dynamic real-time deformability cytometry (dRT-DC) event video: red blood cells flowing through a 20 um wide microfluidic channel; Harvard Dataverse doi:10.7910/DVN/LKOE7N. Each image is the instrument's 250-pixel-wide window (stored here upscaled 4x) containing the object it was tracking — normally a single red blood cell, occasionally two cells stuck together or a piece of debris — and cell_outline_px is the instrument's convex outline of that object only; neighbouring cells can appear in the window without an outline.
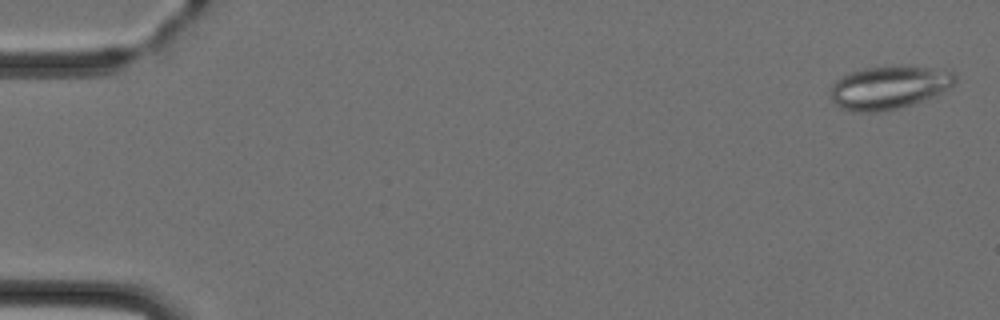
{"species": "Egyptian fruit bat (a non-hibernating species)", "species_latin": "Rousettus aegyptiacus", "temperature_condition": "cold", "stored_images_in_passage": 5, "camera_frame_rate_fps": 3000, "um_per_image_px": 0.085, "animal": {"sex": "female"}, "frame": {"image": 1, "passage_image": 1, "time_ms": 0.0, "image_size_px": [1000, 320], "cell_outline_px": [[956, 80], [948, 88], [936, 96], [912, 104], [880, 112], [856, 112], [840, 108], [832, 100], [828, 92], [832, 84], [836, 80], [848, 72], [864, 68], [932, 68], [956, 72]], "centroid_in_image_um": [75.51, 7.47], "position_along_channel_um": 9.5, "area_um2": 30.92}}